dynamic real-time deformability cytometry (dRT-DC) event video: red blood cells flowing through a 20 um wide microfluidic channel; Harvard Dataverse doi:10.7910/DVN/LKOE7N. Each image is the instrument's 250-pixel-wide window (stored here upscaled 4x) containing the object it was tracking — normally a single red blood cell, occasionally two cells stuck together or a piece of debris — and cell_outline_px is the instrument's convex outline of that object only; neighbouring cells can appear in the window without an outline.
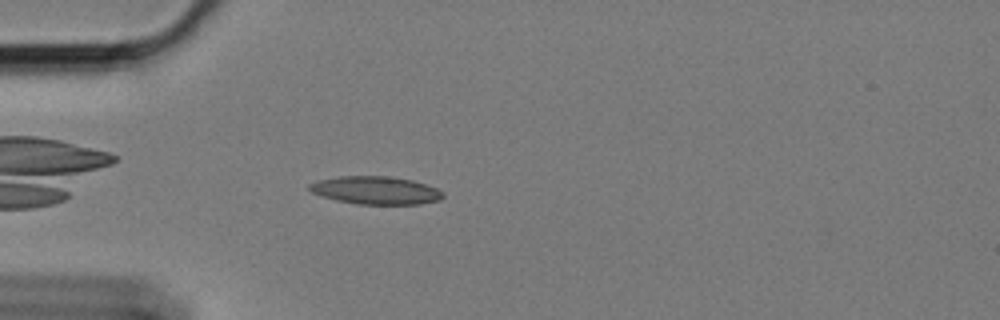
{"species": "Egyptian fruit bat (a non-hibernating species)", "species_latin": "Rousettus aegyptiacus", "temperature_condition": "cold", "stored_images_in_passage": 43, "camera_frame_rate_fps": 3000, "um_per_image_px": 0.085, "animal": {"sex": "female"}, "frame": {"image": 1, "passage_image": 1, "time_ms": 0.0, "image_size_px": [1000, 320], "cell_outline_px": [[444, 196], [440, 200], [420, 204], [356, 204], [336, 200], [312, 192], [308, 188], [308, 184], [316, 180], [340, 176], [388, 176], [412, 180], [436, 188], [444, 192]], "centroid_in_image_um": [31.93, 16.17], "position_along_channel_um": 53.1, "area_um2": 21.73}}
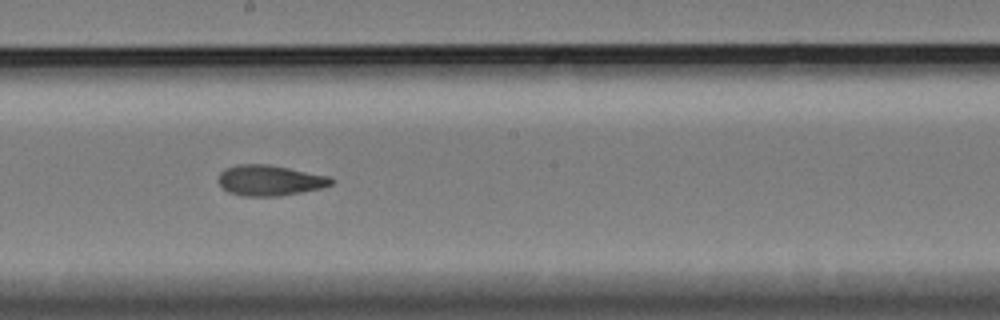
{"frame": {"image": 2, "passage_image": 17, "time_ms": 5.333, "image_size_px": [1000, 320], "cell_outline_px": [[336, 180], [332, 184], [320, 188], [280, 196], [244, 196], [228, 192], [216, 180], [220, 172], [224, 168], [236, 164], [268, 164], [328, 176]], "centroid_in_image_um": [22.89, 15.32], "position_along_channel_um": 225.3, "area_um2": 20.11}}
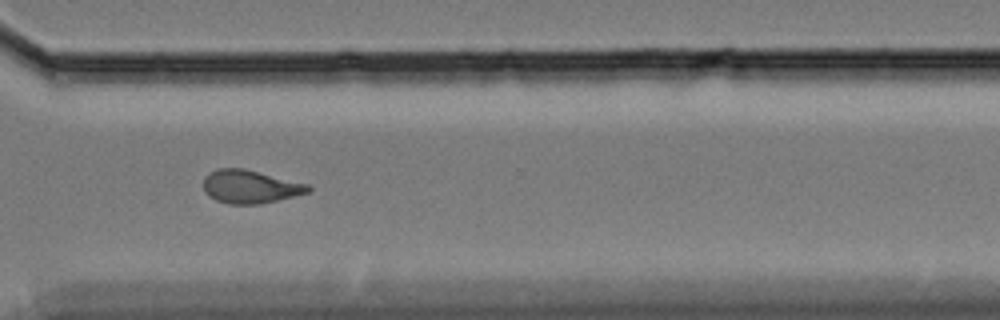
{"frame": {"image": 3, "passage_image": 28, "time_ms": 9.0, "image_size_px": [1000, 320], "cell_outline_px": [[312, 188], [308, 192], [260, 204], [228, 204], [216, 200], [208, 196], [204, 192], [204, 176], [208, 172], [216, 168], [244, 168], [308, 184]], "centroid_in_image_um": [21.21, 15.85], "position_along_channel_um": 349.4, "area_um2": 20.29}, "authors_computed_cell_mechanics": {"area_um2": 20.1144, "velocity_mm_per_s": 3.3883, "shape_relaxation_time_tau1_ms": 6.9785, "shape_relaxation_time_tau2_ms": 3.5172, "deformation_change_tau1": 0.2011, "deformation_change_tau2": 0.113}}